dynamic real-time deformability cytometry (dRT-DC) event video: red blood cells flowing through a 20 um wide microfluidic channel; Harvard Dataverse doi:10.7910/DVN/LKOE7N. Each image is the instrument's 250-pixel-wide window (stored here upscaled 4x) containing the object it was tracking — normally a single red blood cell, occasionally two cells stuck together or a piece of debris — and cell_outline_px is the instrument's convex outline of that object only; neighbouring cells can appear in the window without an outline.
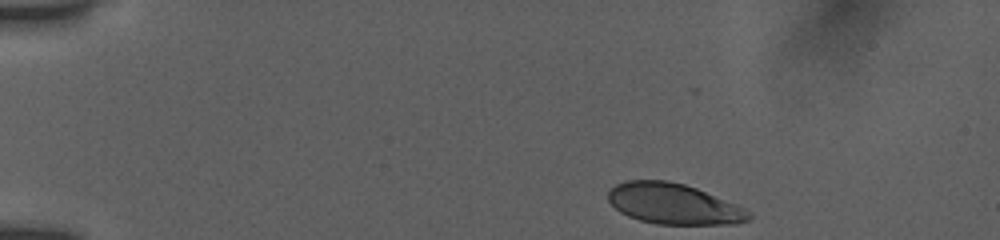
{"species": "human", "species_latin": "Homo sapiens", "temperature_condition": "room temperature", "stored_images_in_passage": 17, "camera_frame_rate_fps": 3000, "um_per_image_px": 0.085, "donor": {"sex": "female"}, "frame": {"image": 1, "passage_image": 1, "time_ms": 0.0, "image_size_px": [1000, 240], "cell_outline_px": [[752, 220], [736, 224], [656, 224], [640, 220], [628, 216], [620, 212], [608, 200], [608, 188], [624, 180], [668, 180], [684, 184], [696, 188], [736, 204], [752, 212]], "centroid_in_image_um": [57.27, 17.33], "position_along_channel_um": 27.7, "area_um2": 33.58}}
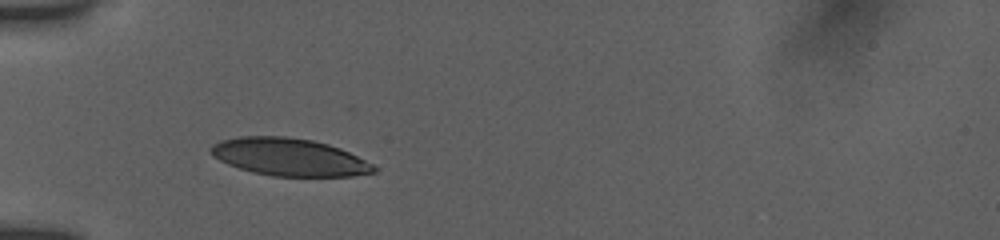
{"frame": {"image": 2, "passage_image": 11, "time_ms": 3.0, "image_size_px": [1000, 240], "cell_outline_px": [[376, 172], [352, 176], [272, 176], [252, 172], [228, 164], [212, 156], [208, 152], [208, 148], [212, 144], [220, 140], [240, 136], [288, 136], [312, 140], [328, 144], [340, 148], [372, 164], [376, 168]], "centroid_in_image_um": [24.52, 13.34], "position_along_channel_um": 60.5, "area_um2": 35.72}}
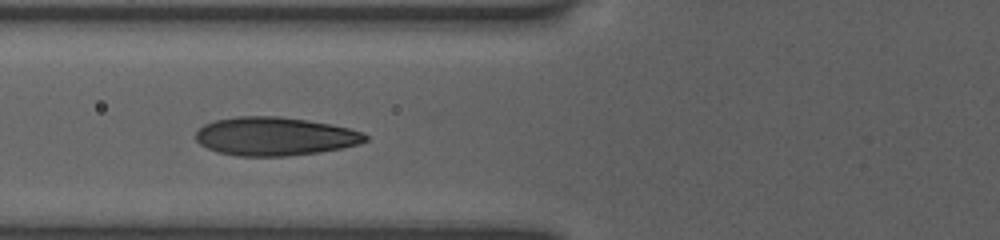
{"frame": {"image": 3, "passage_image": 16, "time_ms": 4.333, "image_size_px": [1000, 240], "cell_outline_px": [[368, 140], [344, 148], [320, 152], [288, 156], [236, 156], [216, 152], [200, 144], [196, 140], [196, 132], [204, 124], [212, 120], [236, 116], [280, 116], [308, 120], [348, 128], [364, 132], [368, 136]], "centroid_in_image_um": [23.34, 11.59], "position_along_channel_um": 102.5, "area_um2": 38.26}}